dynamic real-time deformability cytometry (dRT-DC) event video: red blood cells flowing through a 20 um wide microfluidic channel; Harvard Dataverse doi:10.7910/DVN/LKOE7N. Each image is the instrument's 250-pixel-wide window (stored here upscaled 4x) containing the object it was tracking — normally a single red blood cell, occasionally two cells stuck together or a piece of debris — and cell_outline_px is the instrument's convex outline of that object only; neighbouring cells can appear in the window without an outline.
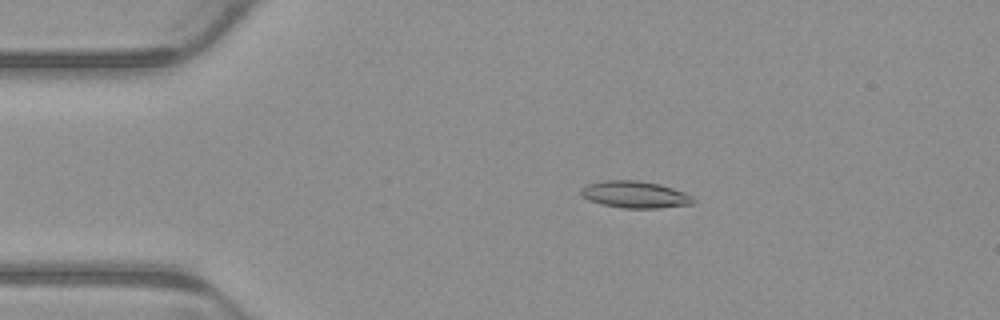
{"species": "common noctule bat (a hibernating species)", "species_latin": "Nyctalus noctula", "temperature_condition": "warm", "stored_images_in_passage": 5, "camera_frame_rate_fps": 3000, "um_per_image_px": 0.085, "animal": {"sex": "male", "body_mass_g": 23.1, "forearm_length_mm": 52.7}, "frame": {"image": 1, "passage_image": 3, "time_ms": 0.667, "image_size_px": [1000, 320], "cell_outline_px": [[696, 200], [692, 204], [660, 208], [620, 208], [588, 200], [580, 192], [580, 188], [588, 184], [604, 180], [636, 180], [660, 184], [684, 192], [692, 196]], "centroid_in_image_um": [53.98, 16.53], "position_along_channel_um": 31.0, "area_um2": 17.57}}
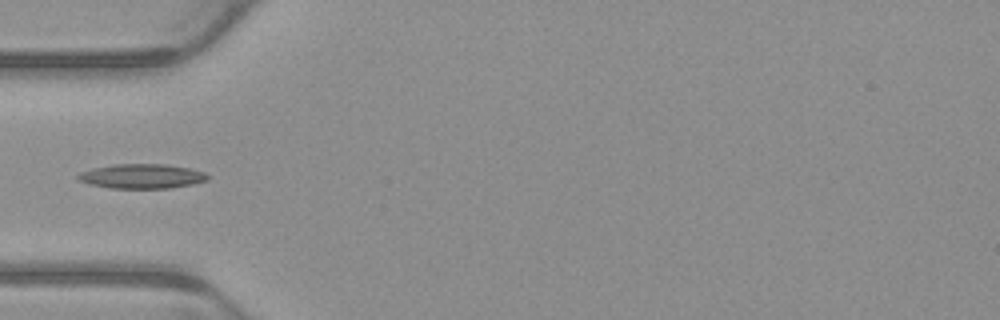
{"frame": {"image": 2, "passage_image": 5, "time_ms": 1.333, "image_size_px": [1000, 320], "cell_outline_px": [[208, 180], [192, 184], [168, 188], [112, 188], [88, 184], [76, 180], [76, 176], [80, 172], [92, 168], [116, 164], [164, 164], [188, 168], [204, 172], [208, 176]], "centroid_in_image_um": [12.0, 14.98], "position_along_channel_um": 73.0, "area_um2": 18.5}}